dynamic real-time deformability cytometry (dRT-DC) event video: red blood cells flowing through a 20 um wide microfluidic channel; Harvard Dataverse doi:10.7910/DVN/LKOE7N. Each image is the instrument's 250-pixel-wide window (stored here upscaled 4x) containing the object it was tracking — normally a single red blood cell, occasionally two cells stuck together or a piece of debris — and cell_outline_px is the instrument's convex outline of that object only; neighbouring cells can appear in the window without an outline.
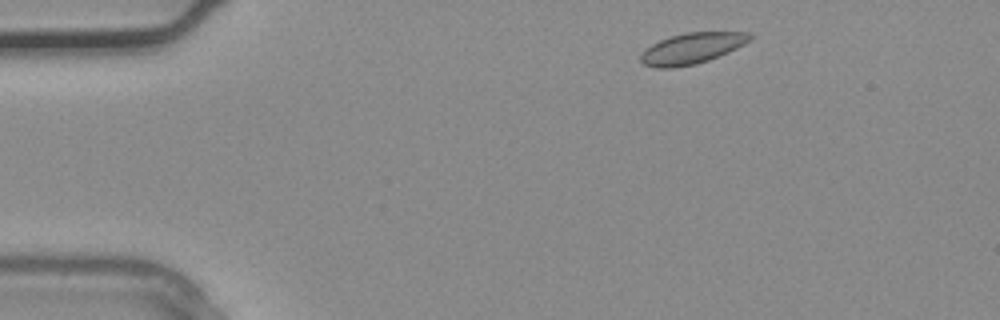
{"species": "common noctule bat (a hibernating species)", "species_latin": "Nyctalus noctula", "temperature_condition": "warm", "stored_images_in_passage": 3, "camera_frame_rate_fps": 3000, "um_per_image_px": 0.085, "animal": {"sex": "male", "body_mass_g": 20.4}, "frame": {"image": 1, "passage_image": 1, "time_ms": 0.0, "image_size_px": [1000, 320], "cell_outline_px": [[756, 36], [752, 40], [728, 52], [708, 60], [696, 64], [672, 68], [656, 68], [644, 64], [640, 60], [640, 56], [652, 44], [660, 40], [684, 32], [748, 32]], "centroid_in_image_um": [58.86, 4.1], "position_along_channel_um": 26.1, "area_um2": 19.59}}